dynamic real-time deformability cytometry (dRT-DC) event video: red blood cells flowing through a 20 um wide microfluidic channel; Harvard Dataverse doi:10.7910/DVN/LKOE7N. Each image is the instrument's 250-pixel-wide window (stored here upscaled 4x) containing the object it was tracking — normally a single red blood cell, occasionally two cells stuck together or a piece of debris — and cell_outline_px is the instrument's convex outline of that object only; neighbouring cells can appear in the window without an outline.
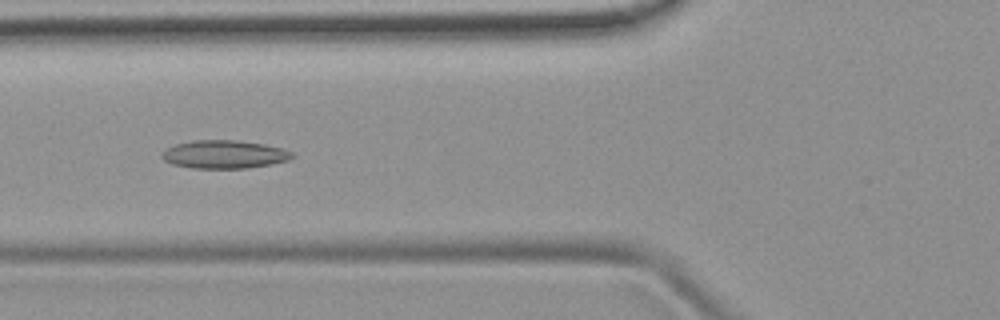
{"species": "common noctule bat (a hibernating species)", "species_latin": "Nyctalus noctula", "temperature_condition": "room temperature", "stored_images_in_passage": 50, "camera_frame_rate_fps": 3000, "um_per_image_px": 0.085, "animal": {"sex": "female", "body_mass_g": 19.9}, "frame": {"image": 1, "passage_image": 18, "time_ms": 5.667, "image_size_px": [1000, 320], "cell_outline_px": [[296, 156], [288, 160], [272, 164], [248, 168], [192, 168], [172, 164], [164, 160], [160, 156], [164, 148], [176, 144], [192, 140], [236, 140], [264, 144], [284, 148], [292, 152]], "centroid_in_image_um": [19.06, 13.12], "position_along_channel_um": 106.7, "area_um2": 21.62}}
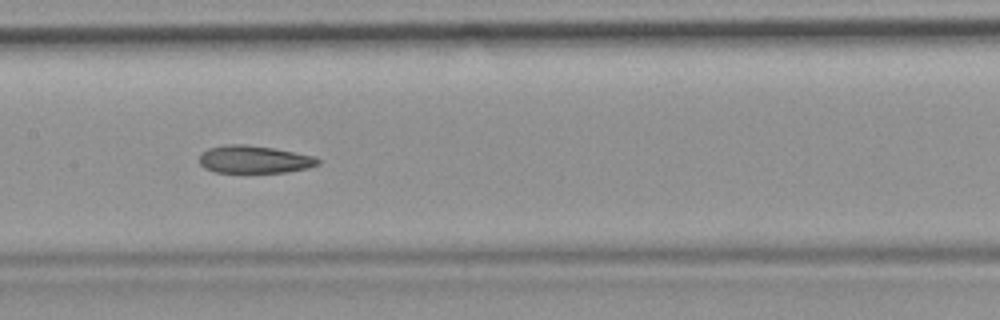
{"frame": {"image": 2, "passage_image": 24, "time_ms": 7.667, "image_size_px": [1000, 320], "cell_outline_px": [[320, 164], [308, 168], [288, 172], [216, 172], [204, 168], [200, 164], [200, 152], [208, 148], [224, 144], [244, 144], [272, 148], [312, 156], [320, 160]], "centroid_in_image_um": [21.57, 13.55], "position_along_channel_um": 185.8, "area_um2": 19.02}}
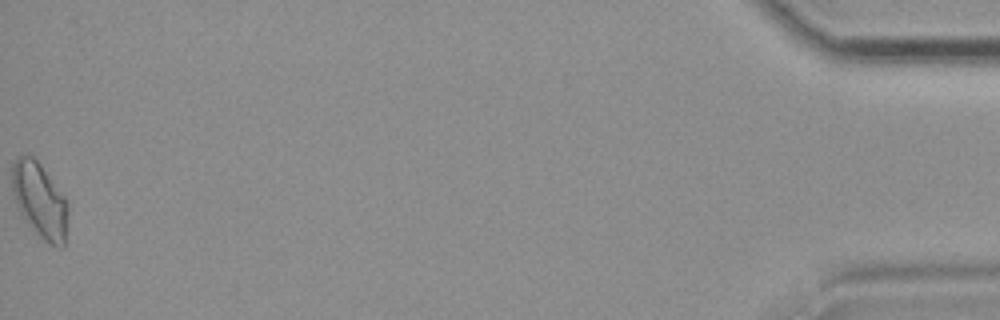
{"frame": {"image": 3, "passage_image": 50, "time_ms": 16.333, "image_size_px": [1000, 320], "cell_outline_px": [[68, 212], [64, 248], [60, 248], [44, 240], [28, 224], [20, 212], [16, 204], [12, 188], [12, 164], [20, 156], [32, 156], [40, 164], [64, 196], [68, 204]], "centroid_in_image_um": [3.39, 17.05], "position_along_channel_um": 431.8, "area_um2": 24.1}, "authors_computed_cell_mechanics": {"area_um2": 20.9236, "velocity_mm_per_s": 3.9562, "shape_relaxation_time_tau1_ms": null, "shape_relaxation_time_tau2_ms": 5.1206, "deformation_change_tau1": null, "deformation_change_tau2": 0.1239}}